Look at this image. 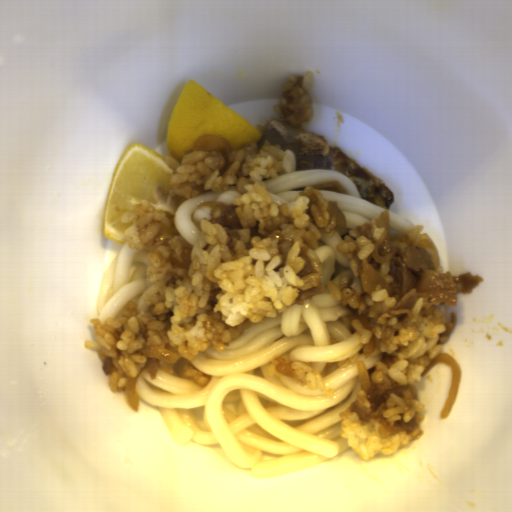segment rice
<instances>
[{"mask_svg": "<svg viewBox=\"0 0 512 512\" xmlns=\"http://www.w3.org/2000/svg\"><path fill=\"white\" fill-rule=\"evenodd\" d=\"M284 361L285 360L278 358V357L272 358L271 365L267 368L269 378L276 375V373L278 371V366L280 364L284 363Z\"/></svg>", "mask_w": 512, "mask_h": 512, "instance_id": "8", "label": "rice"}, {"mask_svg": "<svg viewBox=\"0 0 512 512\" xmlns=\"http://www.w3.org/2000/svg\"><path fill=\"white\" fill-rule=\"evenodd\" d=\"M341 427L340 438L346 439L349 447L362 459L370 460L377 455H389L398 447H404L410 440L420 433V427L408 433L401 431L389 437H381V426L374 419L361 423V417L351 406L340 412Z\"/></svg>", "mask_w": 512, "mask_h": 512, "instance_id": "3", "label": "rice"}, {"mask_svg": "<svg viewBox=\"0 0 512 512\" xmlns=\"http://www.w3.org/2000/svg\"><path fill=\"white\" fill-rule=\"evenodd\" d=\"M411 404L406 403L396 394H390L387 399L386 411L382 416L389 418L393 425L395 421H410L415 418L418 423L424 418L420 414L424 409V405L418 400L411 397Z\"/></svg>", "mask_w": 512, "mask_h": 512, "instance_id": "5", "label": "rice"}, {"mask_svg": "<svg viewBox=\"0 0 512 512\" xmlns=\"http://www.w3.org/2000/svg\"><path fill=\"white\" fill-rule=\"evenodd\" d=\"M356 400H359L360 404H362L363 406H371L367 397V392L365 393L363 389L359 391Z\"/></svg>", "mask_w": 512, "mask_h": 512, "instance_id": "9", "label": "rice"}, {"mask_svg": "<svg viewBox=\"0 0 512 512\" xmlns=\"http://www.w3.org/2000/svg\"><path fill=\"white\" fill-rule=\"evenodd\" d=\"M389 268H390V259L386 263H381L379 276L384 282L391 284L394 279L390 275Z\"/></svg>", "mask_w": 512, "mask_h": 512, "instance_id": "7", "label": "rice"}, {"mask_svg": "<svg viewBox=\"0 0 512 512\" xmlns=\"http://www.w3.org/2000/svg\"><path fill=\"white\" fill-rule=\"evenodd\" d=\"M174 171L169 191L192 197L235 185L241 196L214 209L203 220L198 241L181 239L166 210L147 200L124 211L121 219L129 249H149L147 269L151 290L145 308L127 301L117 319L91 318L96 340L85 341L115 368L110 391L125 389L128 377L145 367L151 346L177 355L174 364L158 361L165 370L206 387L210 378L192 360L208 349L222 351L247 328L294 304L321 293L323 266L315 251L323 228L336 227V217L319 189L305 187L291 203H273L266 178L291 172L281 145L256 143L246 148L195 151L180 163L167 154ZM242 228L228 233L215 220L228 205Z\"/></svg>", "mask_w": 512, "mask_h": 512, "instance_id": "1", "label": "rice"}, {"mask_svg": "<svg viewBox=\"0 0 512 512\" xmlns=\"http://www.w3.org/2000/svg\"><path fill=\"white\" fill-rule=\"evenodd\" d=\"M292 372V379L295 383L310 387L314 390H324L328 396L334 395L333 389H327L324 387L323 377L320 371L315 368L303 363L295 362L290 365Z\"/></svg>", "mask_w": 512, "mask_h": 512, "instance_id": "6", "label": "rice"}, {"mask_svg": "<svg viewBox=\"0 0 512 512\" xmlns=\"http://www.w3.org/2000/svg\"><path fill=\"white\" fill-rule=\"evenodd\" d=\"M373 227V242L356 230L338 244L350 264V272L339 283L331 280L327 288L349 310V321L360 335L364 357L377 359L371 383H382L384 376H392L403 385H416L423 380L422 372L441 354L444 344L440 337L448 323L440 303L426 306L425 298H418L408 317L402 323L391 315L395 298L388 290L372 294L361 285L360 266L370 257L385 229H376V221L367 222Z\"/></svg>", "mask_w": 512, "mask_h": 512, "instance_id": "2", "label": "rice"}, {"mask_svg": "<svg viewBox=\"0 0 512 512\" xmlns=\"http://www.w3.org/2000/svg\"><path fill=\"white\" fill-rule=\"evenodd\" d=\"M313 72L304 75H291L283 84L278 103L272 108L279 120H285L291 127L308 124L313 118L314 109L310 96Z\"/></svg>", "mask_w": 512, "mask_h": 512, "instance_id": "4", "label": "rice"}]
</instances>
